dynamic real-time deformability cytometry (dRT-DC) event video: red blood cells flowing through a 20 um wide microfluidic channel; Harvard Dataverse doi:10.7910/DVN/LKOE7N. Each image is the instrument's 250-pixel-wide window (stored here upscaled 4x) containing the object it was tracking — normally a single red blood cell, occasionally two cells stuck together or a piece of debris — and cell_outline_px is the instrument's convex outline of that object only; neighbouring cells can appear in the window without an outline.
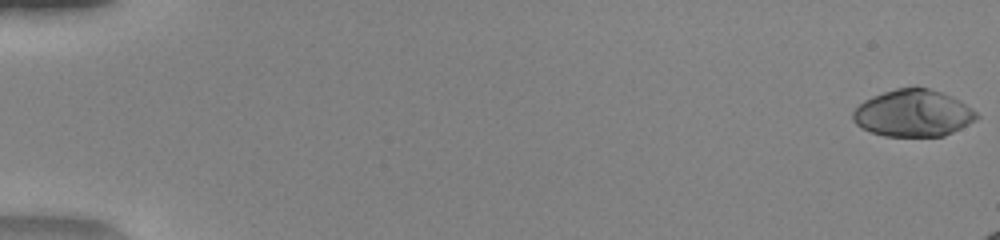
{"species": "human", "species_latin": "Homo sapiens", "temperature_condition": "warm", "stored_images_in_passage": 18, "camera_frame_rate_fps": 3000, "um_per_image_px": 0.085, "donor": {"sex": "female"}, "frame": {"image": 1, "passage_image": 1, "time_ms": 0.0, "image_size_px": [1000, 240], "cell_outline_px": [[980, 116], [976, 120], [944, 136], [884, 136], [872, 132], [856, 124], [852, 120], [852, 112], [864, 100], [872, 96], [896, 88], [928, 88], [952, 96], [972, 108]], "centroid_in_image_um": [77.62, 9.63], "position_along_channel_um": 7.4, "area_um2": 33.58}}
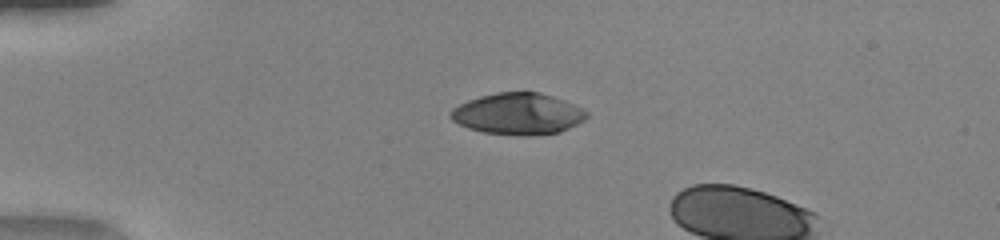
{"frame": {"image": 2, "passage_image": 14, "time_ms": 4.333, "image_size_px": [1000, 240], "cell_outline_px": [[588, 116], [584, 120], [560, 132], [528, 136], [524, 136], [484, 132], [468, 128], [452, 120], [448, 116], [448, 112], [452, 108], [468, 100], [480, 96], [496, 92], [540, 92], [564, 100], [588, 112]], "centroid_in_image_um": [44.0, 9.67], "position_along_channel_um": 41.0, "area_um2": 32.83}}